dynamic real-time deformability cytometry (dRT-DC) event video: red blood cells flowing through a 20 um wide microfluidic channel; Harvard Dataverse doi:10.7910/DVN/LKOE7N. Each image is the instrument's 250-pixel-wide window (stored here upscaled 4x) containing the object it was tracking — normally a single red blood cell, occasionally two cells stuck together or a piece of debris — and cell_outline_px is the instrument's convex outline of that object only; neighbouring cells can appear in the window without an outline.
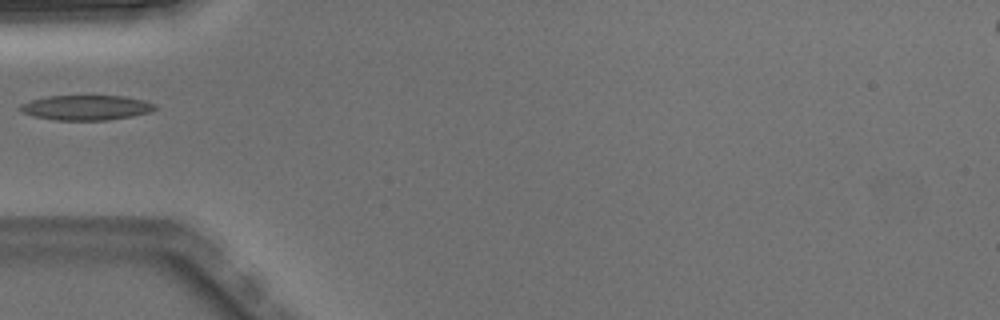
{"species": "Egyptian fruit bat (a non-hibernating species)", "species_latin": "Rousettus aegyptiacus", "temperature_condition": "warm", "stored_images_in_passage": 1, "camera_frame_rate_fps": 3000, "um_per_image_px": 0.085, "animal": {"sex": "male"}, "frame": {"image": 1, "passage_image": 1, "time_ms": 0.0, "image_size_px": [1000, 320], "cell_outline_px": [[160, 108], [152, 112], [132, 116], [108, 120], [56, 120], [32, 116], [24, 112], [20, 108], [20, 104], [32, 100], [48, 96], [124, 96], [144, 100], [156, 104]], "centroid_in_image_um": [7.41, 9.15], "position_along_channel_um": 77.6, "area_um2": 19.65}}